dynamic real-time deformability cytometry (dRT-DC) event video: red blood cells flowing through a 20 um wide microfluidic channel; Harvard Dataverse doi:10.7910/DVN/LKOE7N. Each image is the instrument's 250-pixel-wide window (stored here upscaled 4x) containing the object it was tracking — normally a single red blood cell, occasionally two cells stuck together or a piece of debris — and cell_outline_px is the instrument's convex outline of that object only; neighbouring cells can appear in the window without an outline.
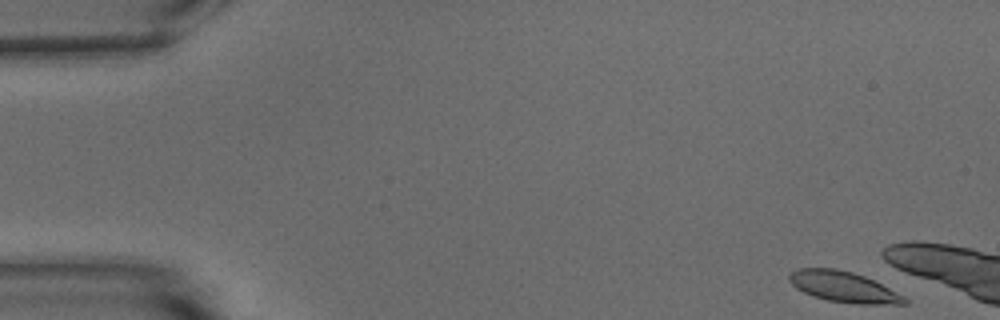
{"species": "common noctule bat (a hibernating species)", "species_latin": "Nyctalus noctula", "temperature_condition": "warm", "stored_images_in_passage": 11, "camera_frame_rate_fps": 3000, "um_per_image_px": 0.085, "animal": {"sex": "male", "body_mass_g": 15.6}, "frame": {"image": 1, "passage_image": 1, "time_ms": 0.0, "image_size_px": [1000, 320], "cell_outline_px": [[908, 304], [852, 304], [828, 300], [812, 296], [796, 288], [788, 280], [788, 276], [796, 268], [836, 268], [852, 272], [864, 276], [904, 296], [908, 300]], "centroid_in_image_um": [71.68, 24.39], "position_along_channel_um": 13.3, "area_um2": 20.58}}